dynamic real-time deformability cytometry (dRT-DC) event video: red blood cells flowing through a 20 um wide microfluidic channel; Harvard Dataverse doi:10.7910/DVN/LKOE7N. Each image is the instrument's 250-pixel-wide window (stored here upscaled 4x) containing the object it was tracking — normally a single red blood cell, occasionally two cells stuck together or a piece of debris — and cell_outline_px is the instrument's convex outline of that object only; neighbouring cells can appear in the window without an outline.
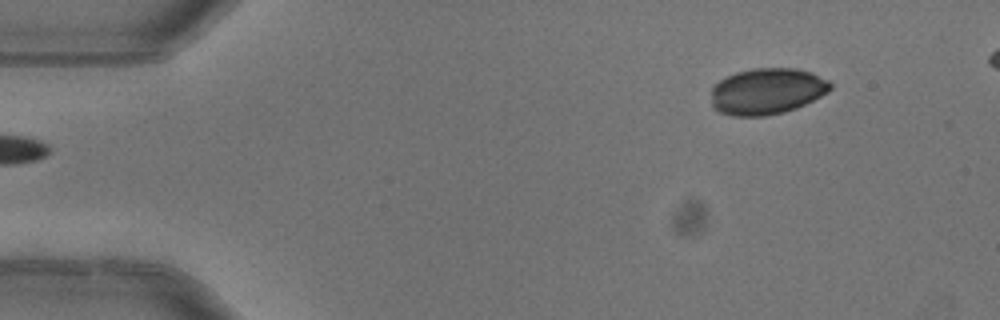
{"species": "common noctule bat (a hibernating species)", "species_latin": "Nyctalus noctula", "temperature_condition": "warm", "stored_images_in_passage": 5, "segment_of_instrument_passage": [2, 2], "camera_frame_rate_fps": 3000, "um_per_image_px": 0.085, "animal": {"sex": "female"}, "frame": {"image": 1, "passage_image": 5, "time_ms": 1.333, "image_size_px": [1000, 320], "cell_outline_px": [[832, 88], [828, 92], [796, 108], [784, 112], [764, 116], [732, 116], [720, 112], [712, 108], [712, 88], [720, 80], [736, 72], [752, 68], [796, 68], [812, 72], [828, 80], [832, 84]], "centroid_in_image_um": [65.2, 7.75], "position_along_channel_um": 19.8, "area_um2": 32.19}}